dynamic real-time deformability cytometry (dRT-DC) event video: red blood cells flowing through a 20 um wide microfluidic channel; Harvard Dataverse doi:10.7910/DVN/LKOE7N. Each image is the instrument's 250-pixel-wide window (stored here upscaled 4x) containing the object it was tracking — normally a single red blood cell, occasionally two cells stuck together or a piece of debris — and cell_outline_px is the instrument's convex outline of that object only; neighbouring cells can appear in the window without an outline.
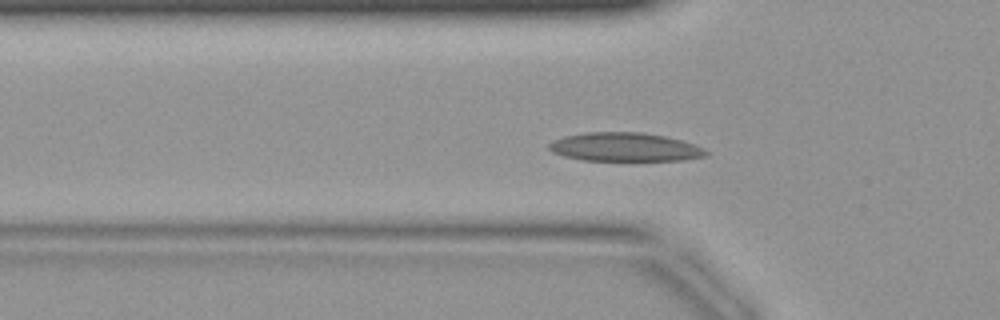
{"species": "common noctule bat (a hibernating species)", "species_latin": "Nyctalus noctula", "temperature_condition": "warm", "stored_images_in_passage": 42, "camera_frame_rate_fps": 3000, "um_per_image_px": 0.085, "animal": {"sex": "female", "body_mass_g": 19.9}, "frame": {"image": 1, "passage_image": 13, "time_ms": 4.0, "image_size_px": [1000, 320], "cell_outline_px": [[708, 156], [684, 160], [580, 160], [564, 156], [552, 152], [548, 148], [548, 144], [552, 140], [564, 136], [584, 132], [644, 132], [664, 136], [680, 140], [704, 148], [708, 152]], "centroid_in_image_um": [53.08, 12.5], "position_along_channel_um": 72.7, "area_um2": 26.3}}
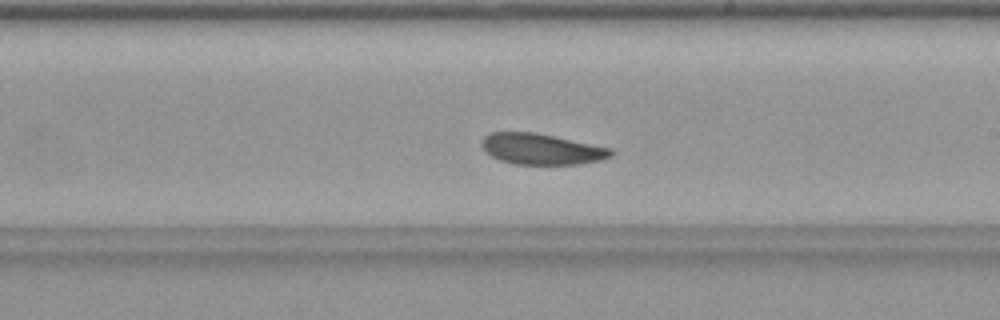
{"frame": {"image": 2, "passage_image": 24, "time_ms": 7.667, "image_size_px": [1000, 320], "cell_outline_px": [[616, 152], [612, 156], [600, 160], [580, 164], [516, 164], [500, 160], [492, 156], [480, 144], [480, 140], [488, 132], [536, 132], [612, 148]], "centroid_in_image_um": [46.04, 12.66], "position_along_channel_um": 243.0, "area_um2": 23.41}}
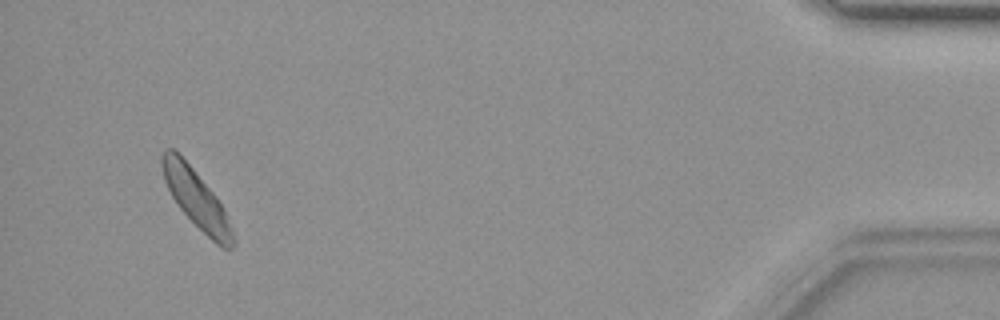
{"frame": {"image": 3, "passage_image": 40, "time_ms": 13.0, "image_size_px": [1000, 320], "cell_outline_px": [[236, 244], [232, 248], [224, 248], [216, 244], [180, 208], [172, 196], [164, 180], [160, 164], [160, 156], [164, 148], [172, 148], [192, 168], [216, 196], [224, 212], [236, 240]], "centroid_in_image_um": [16.66, 16.89], "position_along_channel_um": 418.5, "area_um2": 23.24}}